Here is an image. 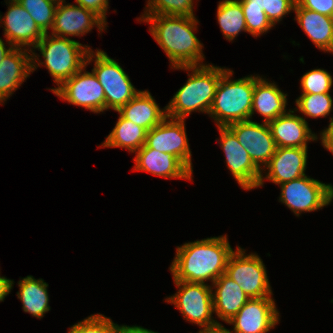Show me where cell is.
<instances>
[{
  "instance_id": "83f0119b",
  "label": "cell",
  "mask_w": 333,
  "mask_h": 333,
  "mask_svg": "<svg viewBox=\"0 0 333 333\" xmlns=\"http://www.w3.org/2000/svg\"><path fill=\"white\" fill-rule=\"evenodd\" d=\"M295 102V111L315 119L326 117L333 111V98L330 93L301 94Z\"/></svg>"
},
{
  "instance_id": "d590c367",
  "label": "cell",
  "mask_w": 333,
  "mask_h": 333,
  "mask_svg": "<svg viewBox=\"0 0 333 333\" xmlns=\"http://www.w3.org/2000/svg\"><path fill=\"white\" fill-rule=\"evenodd\" d=\"M75 3L92 11L107 24L106 15L109 8V0H75Z\"/></svg>"
},
{
  "instance_id": "6da1fadb",
  "label": "cell",
  "mask_w": 333,
  "mask_h": 333,
  "mask_svg": "<svg viewBox=\"0 0 333 333\" xmlns=\"http://www.w3.org/2000/svg\"><path fill=\"white\" fill-rule=\"evenodd\" d=\"M170 265L173 280L195 283L213 282L226 271L230 254L234 251L227 235L210 237L176 247Z\"/></svg>"
},
{
  "instance_id": "1f68e13d",
  "label": "cell",
  "mask_w": 333,
  "mask_h": 333,
  "mask_svg": "<svg viewBox=\"0 0 333 333\" xmlns=\"http://www.w3.org/2000/svg\"><path fill=\"white\" fill-rule=\"evenodd\" d=\"M118 328L110 317L97 313L71 326L68 333H118Z\"/></svg>"
},
{
  "instance_id": "7a4b0ae2",
  "label": "cell",
  "mask_w": 333,
  "mask_h": 333,
  "mask_svg": "<svg viewBox=\"0 0 333 333\" xmlns=\"http://www.w3.org/2000/svg\"><path fill=\"white\" fill-rule=\"evenodd\" d=\"M142 21L151 25L149 32L169 58L170 68L205 65L203 43L194 33L196 16L151 15Z\"/></svg>"
},
{
  "instance_id": "836d02e7",
  "label": "cell",
  "mask_w": 333,
  "mask_h": 333,
  "mask_svg": "<svg viewBox=\"0 0 333 333\" xmlns=\"http://www.w3.org/2000/svg\"><path fill=\"white\" fill-rule=\"evenodd\" d=\"M296 0H262V10L273 26L294 11Z\"/></svg>"
},
{
  "instance_id": "4316f807",
  "label": "cell",
  "mask_w": 333,
  "mask_h": 333,
  "mask_svg": "<svg viewBox=\"0 0 333 333\" xmlns=\"http://www.w3.org/2000/svg\"><path fill=\"white\" fill-rule=\"evenodd\" d=\"M216 14L226 40L232 42L241 31L247 32L246 20L239 0H220Z\"/></svg>"
},
{
  "instance_id": "277c9868",
  "label": "cell",
  "mask_w": 333,
  "mask_h": 333,
  "mask_svg": "<svg viewBox=\"0 0 333 333\" xmlns=\"http://www.w3.org/2000/svg\"><path fill=\"white\" fill-rule=\"evenodd\" d=\"M32 54V73L40 65H45L49 74L53 77L57 87L50 88L54 91L65 80L71 78L76 72L86 65V58L91 47L81 44L79 41L57 37L45 33L42 39L33 48ZM35 49L40 51L43 60H39V54Z\"/></svg>"
},
{
  "instance_id": "484cf974",
  "label": "cell",
  "mask_w": 333,
  "mask_h": 333,
  "mask_svg": "<svg viewBox=\"0 0 333 333\" xmlns=\"http://www.w3.org/2000/svg\"><path fill=\"white\" fill-rule=\"evenodd\" d=\"M147 130L139 125L132 123L130 120L123 118L119 114L112 131L106 136L105 141L98 146L100 148H124L131 153H135L145 143Z\"/></svg>"
},
{
  "instance_id": "b9f144b4",
  "label": "cell",
  "mask_w": 333,
  "mask_h": 333,
  "mask_svg": "<svg viewBox=\"0 0 333 333\" xmlns=\"http://www.w3.org/2000/svg\"><path fill=\"white\" fill-rule=\"evenodd\" d=\"M241 6H256L262 10V0H239Z\"/></svg>"
},
{
  "instance_id": "7402d4cb",
  "label": "cell",
  "mask_w": 333,
  "mask_h": 333,
  "mask_svg": "<svg viewBox=\"0 0 333 333\" xmlns=\"http://www.w3.org/2000/svg\"><path fill=\"white\" fill-rule=\"evenodd\" d=\"M211 285L215 289H212L213 313L222 321L228 323L249 298L240 286L225 273L219 276Z\"/></svg>"
},
{
  "instance_id": "f546056e",
  "label": "cell",
  "mask_w": 333,
  "mask_h": 333,
  "mask_svg": "<svg viewBox=\"0 0 333 333\" xmlns=\"http://www.w3.org/2000/svg\"><path fill=\"white\" fill-rule=\"evenodd\" d=\"M31 15L39 29L45 34L54 25L57 2L53 0H17Z\"/></svg>"
},
{
  "instance_id": "ab89813d",
  "label": "cell",
  "mask_w": 333,
  "mask_h": 333,
  "mask_svg": "<svg viewBox=\"0 0 333 333\" xmlns=\"http://www.w3.org/2000/svg\"><path fill=\"white\" fill-rule=\"evenodd\" d=\"M198 333H230V329L225 328L222 324L211 328L200 329Z\"/></svg>"
},
{
  "instance_id": "4fadbf2b",
  "label": "cell",
  "mask_w": 333,
  "mask_h": 333,
  "mask_svg": "<svg viewBox=\"0 0 333 333\" xmlns=\"http://www.w3.org/2000/svg\"><path fill=\"white\" fill-rule=\"evenodd\" d=\"M227 127L235 134L254 164L262 171L277 148L268 123L260 124L247 120L232 123Z\"/></svg>"
},
{
  "instance_id": "f1b7e54d",
  "label": "cell",
  "mask_w": 333,
  "mask_h": 333,
  "mask_svg": "<svg viewBox=\"0 0 333 333\" xmlns=\"http://www.w3.org/2000/svg\"><path fill=\"white\" fill-rule=\"evenodd\" d=\"M145 11L137 20L151 15H174L195 17L194 0H148Z\"/></svg>"
},
{
  "instance_id": "74e56055",
  "label": "cell",
  "mask_w": 333,
  "mask_h": 333,
  "mask_svg": "<svg viewBox=\"0 0 333 333\" xmlns=\"http://www.w3.org/2000/svg\"><path fill=\"white\" fill-rule=\"evenodd\" d=\"M13 285V280L0 276V302H3L5 297L10 294Z\"/></svg>"
},
{
  "instance_id": "ffe728a7",
  "label": "cell",
  "mask_w": 333,
  "mask_h": 333,
  "mask_svg": "<svg viewBox=\"0 0 333 333\" xmlns=\"http://www.w3.org/2000/svg\"><path fill=\"white\" fill-rule=\"evenodd\" d=\"M32 52L13 47L0 63V105L7 101L32 72Z\"/></svg>"
},
{
  "instance_id": "44dd1931",
  "label": "cell",
  "mask_w": 333,
  "mask_h": 333,
  "mask_svg": "<svg viewBox=\"0 0 333 333\" xmlns=\"http://www.w3.org/2000/svg\"><path fill=\"white\" fill-rule=\"evenodd\" d=\"M267 80L266 78H262V76L255 75L250 120L255 112L262 115L263 122L266 123L288 112L285 109L286 105H288L287 93L285 94L281 91L274 81L271 83Z\"/></svg>"
},
{
  "instance_id": "5b68a950",
  "label": "cell",
  "mask_w": 333,
  "mask_h": 333,
  "mask_svg": "<svg viewBox=\"0 0 333 333\" xmlns=\"http://www.w3.org/2000/svg\"><path fill=\"white\" fill-rule=\"evenodd\" d=\"M233 72L227 68L222 74L208 113L217 127H227L235 122L250 120L255 75L232 80Z\"/></svg>"
},
{
  "instance_id": "d4e9b609",
  "label": "cell",
  "mask_w": 333,
  "mask_h": 333,
  "mask_svg": "<svg viewBox=\"0 0 333 333\" xmlns=\"http://www.w3.org/2000/svg\"><path fill=\"white\" fill-rule=\"evenodd\" d=\"M19 291L17 297L22 302V309L25 313L41 319L45 313L50 311L48 283L42 278L35 279L28 275L18 282Z\"/></svg>"
},
{
  "instance_id": "3957f363",
  "label": "cell",
  "mask_w": 333,
  "mask_h": 333,
  "mask_svg": "<svg viewBox=\"0 0 333 333\" xmlns=\"http://www.w3.org/2000/svg\"><path fill=\"white\" fill-rule=\"evenodd\" d=\"M172 69L192 72L187 74L189 78L186 83L166 105L167 117L185 120L195 111L208 114L219 80L227 69L206 63L200 66L172 67Z\"/></svg>"
},
{
  "instance_id": "30bf717a",
  "label": "cell",
  "mask_w": 333,
  "mask_h": 333,
  "mask_svg": "<svg viewBox=\"0 0 333 333\" xmlns=\"http://www.w3.org/2000/svg\"><path fill=\"white\" fill-rule=\"evenodd\" d=\"M86 65L71 78L65 80L53 94L69 104L83 107L93 113L105 111V93L93 72Z\"/></svg>"
},
{
  "instance_id": "ba28073f",
  "label": "cell",
  "mask_w": 333,
  "mask_h": 333,
  "mask_svg": "<svg viewBox=\"0 0 333 333\" xmlns=\"http://www.w3.org/2000/svg\"><path fill=\"white\" fill-rule=\"evenodd\" d=\"M225 274L251 298L273 297L265 264L256 253L247 254L237 247L227 261Z\"/></svg>"
},
{
  "instance_id": "e575fe53",
  "label": "cell",
  "mask_w": 333,
  "mask_h": 333,
  "mask_svg": "<svg viewBox=\"0 0 333 333\" xmlns=\"http://www.w3.org/2000/svg\"><path fill=\"white\" fill-rule=\"evenodd\" d=\"M296 4L302 8L333 17V0H296Z\"/></svg>"
},
{
  "instance_id": "4dcf8cb0",
  "label": "cell",
  "mask_w": 333,
  "mask_h": 333,
  "mask_svg": "<svg viewBox=\"0 0 333 333\" xmlns=\"http://www.w3.org/2000/svg\"><path fill=\"white\" fill-rule=\"evenodd\" d=\"M333 77L325 69H313L305 73L300 80L301 94L330 93Z\"/></svg>"
},
{
  "instance_id": "5bb4252c",
  "label": "cell",
  "mask_w": 333,
  "mask_h": 333,
  "mask_svg": "<svg viewBox=\"0 0 333 333\" xmlns=\"http://www.w3.org/2000/svg\"><path fill=\"white\" fill-rule=\"evenodd\" d=\"M279 314L272 297L251 298L228 322L230 333H268L278 325Z\"/></svg>"
},
{
  "instance_id": "e0dca14e",
  "label": "cell",
  "mask_w": 333,
  "mask_h": 333,
  "mask_svg": "<svg viewBox=\"0 0 333 333\" xmlns=\"http://www.w3.org/2000/svg\"><path fill=\"white\" fill-rule=\"evenodd\" d=\"M307 152L308 148L277 147L275 154L262 170L258 188L263 186L265 180L280 185L305 176ZM266 170L267 172H264Z\"/></svg>"
},
{
  "instance_id": "9c48e42d",
  "label": "cell",
  "mask_w": 333,
  "mask_h": 333,
  "mask_svg": "<svg viewBox=\"0 0 333 333\" xmlns=\"http://www.w3.org/2000/svg\"><path fill=\"white\" fill-rule=\"evenodd\" d=\"M279 202L286 205L296 216L322 209L333 202V185L305 175L279 185Z\"/></svg>"
},
{
  "instance_id": "d6986e66",
  "label": "cell",
  "mask_w": 333,
  "mask_h": 333,
  "mask_svg": "<svg viewBox=\"0 0 333 333\" xmlns=\"http://www.w3.org/2000/svg\"><path fill=\"white\" fill-rule=\"evenodd\" d=\"M133 171L148 172L166 179L192 181V172L175 156L148 148L145 144L135 152Z\"/></svg>"
},
{
  "instance_id": "60d3db41",
  "label": "cell",
  "mask_w": 333,
  "mask_h": 333,
  "mask_svg": "<svg viewBox=\"0 0 333 333\" xmlns=\"http://www.w3.org/2000/svg\"><path fill=\"white\" fill-rule=\"evenodd\" d=\"M4 41L0 38V63L5 58V56L13 49V46L5 45ZM7 46V48H6Z\"/></svg>"
},
{
  "instance_id": "8fae6325",
  "label": "cell",
  "mask_w": 333,
  "mask_h": 333,
  "mask_svg": "<svg viewBox=\"0 0 333 333\" xmlns=\"http://www.w3.org/2000/svg\"><path fill=\"white\" fill-rule=\"evenodd\" d=\"M185 121L166 117L161 123L147 131L148 148L177 157L192 173V154L186 134Z\"/></svg>"
},
{
  "instance_id": "9a60e30c",
  "label": "cell",
  "mask_w": 333,
  "mask_h": 333,
  "mask_svg": "<svg viewBox=\"0 0 333 333\" xmlns=\"http://www.w3.org/2000/svg\"><path fill=\"white\" fill-rule=\"evenodd\" d=\"M7 3L8 9L6 14L4 16L0 14V23H2V27L4 28L3 35L6 38L7 44L32 51L35 45L42 39L44 33L17 0H6Z\"/></svg>"
},
{
  "instance_id": "8d00e7d4",
  "label": "cell",
  "mask_w": 333,
  "mask_h": 333,
  "mask_svg": "<svg viewBox=\"0 0 333 333\" xmlns=\"http://www.w3.org/2000/svg\"><path fill=\"white\" fill-rule=\"evenodd\" d=\"M329 125L326 129L320 132V140L325 149L333 154V117L330 118Z\"/></svg>"
},
{
  "instance_id": "cb8c5ba5",
  "label": "cell",
  "mask_w": 333,
  "mask_h": 333,
  "mask_svg": "<svg viewBox=\"0 0 333 333\" xmlns=\"http://www.w3.org/2000/svg\"><path fill=\"white\" fill-rule=\"evenodd\" d=\"M123 118L145 128L147 131L167 117L166 106L161 109L148 90L140 91L117 111Z\"/></svg>"
},
{
  "instance_id": "8992f818",
  "label": "cell",
  "mask_w": 333,
  "mask_h": 333,
  "mask_svg": "<svg viewBox=\"0 0 333 333\" xmlns=\"http://www.w3.org/2000/svg\"><path fill=\"white\" fill-rule=\"evenodd\" d=\"M93 61L92 72L104 89L106 111L112 109L117 112L141 91L134 87L120 64L103 50L89 51L86 66Z\"/></svg>"
},
{
  "instance_id": "ac0fdd59",
  "label": "cell",
  "mask_w": 333,
  "mask_h": 333,
  "mask_svg": "<svg viewBox=\"0 0 333 333\" xmlns=\"http://www.w3.org/2000/svg\"><path fill=\"white\" fill-rule=\"evenodd\" d=\"M296 111L289 109L268 122L276 147L307 148L308 142L317 141V134L313 133L304 116L294 114Z\"/></svg>"
},
{
  "instance_id": "7c38bea8",
  "label": "cell",
  "mask_w": 333,
  "mask_h": 333,
  "mask_svg": "<svg viewBox=\"0 0 333 333\" xmlns=\"http://www.w3.org/2000/svg\"><path fill=\"white\" fill-rule=\"evenodd\" d=\"M218 144L223 149L226 166L243 190L258 188L262 171L254 164L249 153L228 127H218Z\"/></svg>"
},
{
  "instance_id": "d6a6232c",
  "label": "cell",
  "mask_w": 333,
  "mask_h": 333,
  "mask_svg": "<svg viewBox=\"0 0 333 333\" xmlns=\"http://www.w3.org/2000/svg\"><path fill=\"white\" fill-rule=\"evenodd\" d=\"M242 9L246 20L247 33L253 37H259L274 27L260 7L242 6Z\"/></svg>"
},
{
  "instance_id": "2e32d148",
  "label": "cell",
  "mask_w": 333,
  "mask_h": 333,
  "mask_svg": "<svg viewBox=\"0 0 333 333\" xmlns=\"http://www.w3.org/2000/svg\"><path fill=\"white\" fill-rule=\"evenodd\" d=\"M94 26L98 28L99 33L108 27L92 11L79 5L62 2L57 4L51 35L69 39L70 36L81 37L91 32Z\"/></svg>"
},
{
  "instance_id": "7bdbcfd3",
  "label": "cell",
  "mask_w": 333,
  "mask_h": 333,
  "mask_svg": "<svg viewBox=\"0 0 333 333\" xmlns=\"http://www.w3.org/2000/svg\"><path fill=\"white\" fill-rule=\"evenodd\" d=\"M53 1H55V2H57V3L66 2L65 0H53Z\"/></svg>"
},
{
  "instance_id": "f35d334b",
  "label": "cell",
  "mask_w": 333,
  "mask_h": 333,
  "mask_svg": "<svg viewBox=\"0 0 333 333\" xmlns=\"http://www.w3.org/2000/svg\"><path fill=\"white\" fill-rule=\"evenodd\" d=\"M118 333H158L142 326H127V325H119Z\"/></svg>"
},
{
  "instance_id": "603a6c76",
  "label": "cell",
  "mask_w": 333,
  "mask_h": 333,
  "mask_svg": "<svg viewBox=\"0 0 333 333\" xmlns=\"http://www.w3.org/2000/svg\"><path fill=\"white\" fill-rule=\"evenodd\" d=\"M295 18L313 44L333 54V17L302 8L295 3Z\"/></svg>"
},
{
  "instance_id": "52a82bcc",
  "label": "cell",
  "mask_w": 333,
  "mask_h": 333,
  "mask_svg": "<svg viewBox=\"0 0 333 333\" xmlns=\"http://www.w3.org/2000/svg\"><path fill=\"white\" fill-rule=\"evenodd\" d=\"M178 291L166 298V303L173 304L183 318L202 329L220 324L213 319L212 287L207 283H195L173 280Z\"/></svg>"
}]
</instances>
